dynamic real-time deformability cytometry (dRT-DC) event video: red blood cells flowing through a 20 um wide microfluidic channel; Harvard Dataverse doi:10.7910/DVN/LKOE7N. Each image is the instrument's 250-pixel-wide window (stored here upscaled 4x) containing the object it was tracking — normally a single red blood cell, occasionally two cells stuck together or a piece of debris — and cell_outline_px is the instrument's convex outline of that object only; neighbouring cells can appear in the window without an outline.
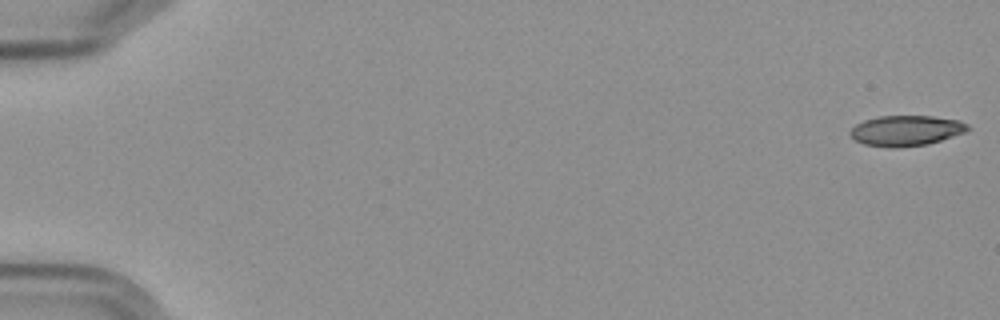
{"species": "Egyptian fruit bat (a non-hibernating species)", "species_latin": "Rousettus aegyptiacus", "temperature_condition": "cold", "stored_images_in_passage": 7, "camera_frame_rate_fps": 3000, "um_per_image_px": 0.085, "frame": {"image": 1, "passage_image": 1, "time_ms": 0.0, "image_size_px": [1000, 320], "cell_outline_px": [[972, 128], [964, 132], [940, 140], [924, 144], [896, 148], [892, 148], [864, 144], [856, 140], [848, 132], [856, 124], [864, 120], [880, 116], [932, 116], [960, 120], [968, 124]], "centroid_in_image_um": [77.02, 11.09], "position_along_channel_um": 8.0, "area_um2": 20.69}}
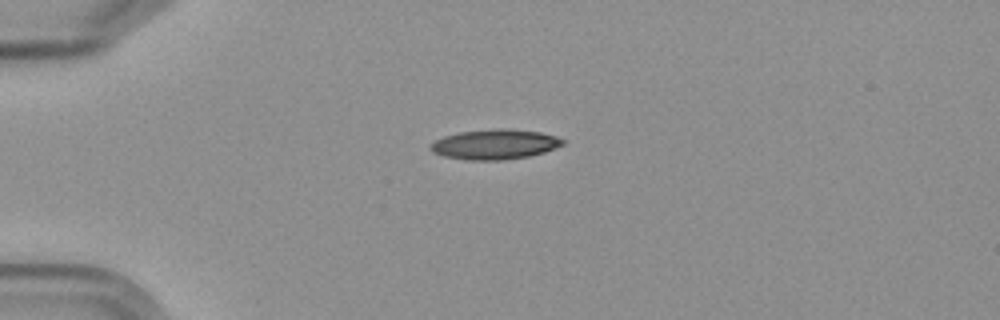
{"frame": {"image": 2, "passage_image": 5, "time_ms": 4.667, "image_size_px": [1000, 320], "cell_outline_px": [[564, 144], [544, 152], [528, 156], [504, 160], [464, 160], [444, 156], [432, 152], [428, 148], [436, 140], [444, 136], [460, 132], [496, 128], [504, 128], [540, 132], [556, 136], [564, 140]], "centroid_in_image_um": [42.04, 12.27], "position_along_channel_um": 43.0, "area_um2": 23.06}}
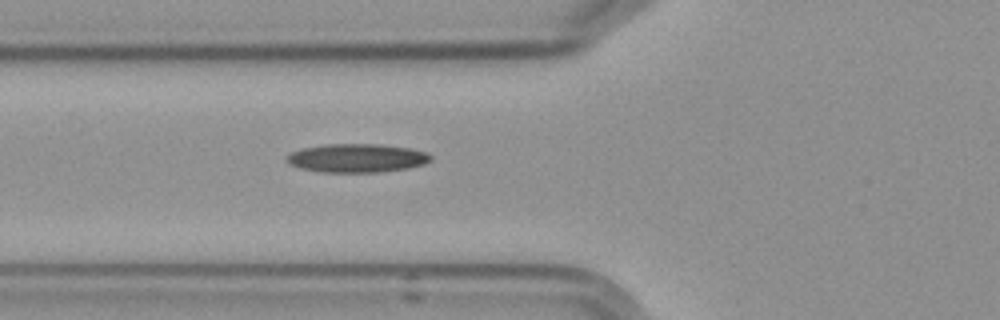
{"frame": {"image": 3, "passage_image": 7, "time_ms": 7.0, "image_size_px": [1000, 320], "cell_outline_px": [[432, 160], [424, 164], [408, 168], [376, 172], [320, 172], [300, 168], [288, 164], [284, 156], [292, 152], [304, 148], [324, 144], [380, 144], [412, 148], [428, 152], [432, 156]], "centroid_in_image_um": [30.34, 13.43], "position_along_channel_um": 95.5, "area_um2": 24.22}}